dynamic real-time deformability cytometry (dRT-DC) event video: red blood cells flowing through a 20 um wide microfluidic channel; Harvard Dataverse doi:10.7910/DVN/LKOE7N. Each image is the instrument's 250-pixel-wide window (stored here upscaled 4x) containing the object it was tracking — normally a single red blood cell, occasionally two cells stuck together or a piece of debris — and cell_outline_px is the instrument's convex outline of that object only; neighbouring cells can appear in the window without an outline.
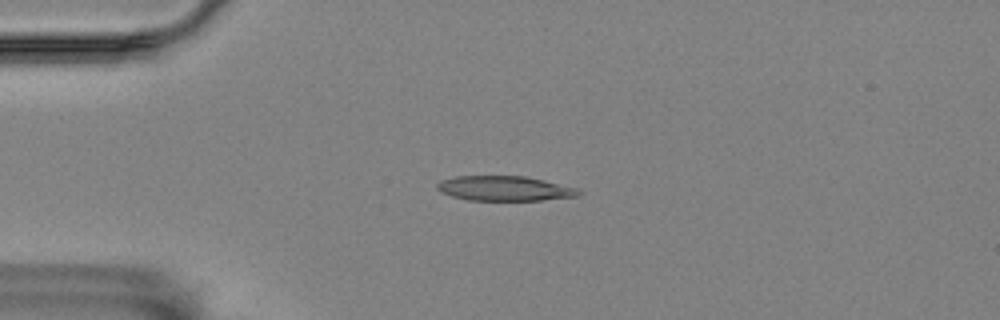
{"species": "Egyptian fruit bat (a non-hibernating species)", "species_latin": "Rousettus aegyptiacus", "temperature_condition": "room temperature", "stored_images_in_passage": 44, "camera_frame_rate_fps": 3000, "um_per_image_px": 0.085, "animal": {"sex": "female"}, "frame": {"image": 1, "passage_image": 2, "time_ms": 0.333, "image_size_px": [1000, 320], "cell_outline_px": [[584, 192], [580, 196], [540, 200], [468, 200], [452, 196], [440, 192], [436, 188], [436, 184], [440, 180], [456, 176], [524, 176], [544, 180], [576, 188]], "centroid_in_image_um": [42.88, 16.02], "position_along_channel_um": 42.1, "area_um2": 20.52}}
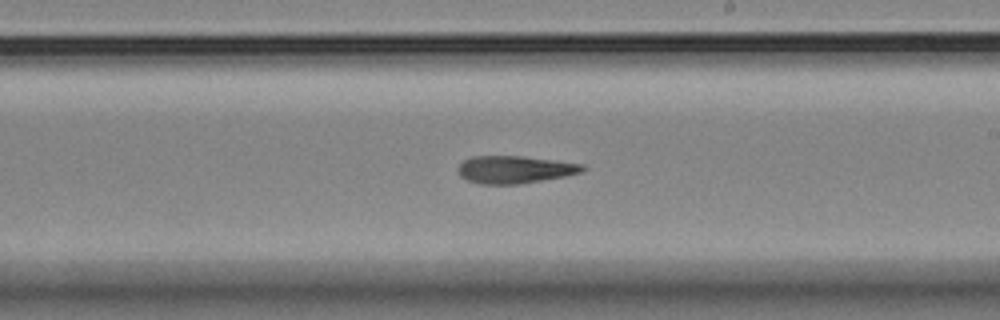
{"frame": {"image": 2, "passage_image": 21, "time_ms": 6.667, "image_size_px": [1000, 320], "cell_outline_px": [[588, 168], [580, 172], [564, 176], [520, 184], [480, 184], [468, 180], [460, 176], [456, 168], [464, 160], [472, 156], [524, 156], [584, 164]], "centroid_in_image_um": [43.74, 14.4], "position_along_channel_um": 245.3, "area_um2": 20.0}}
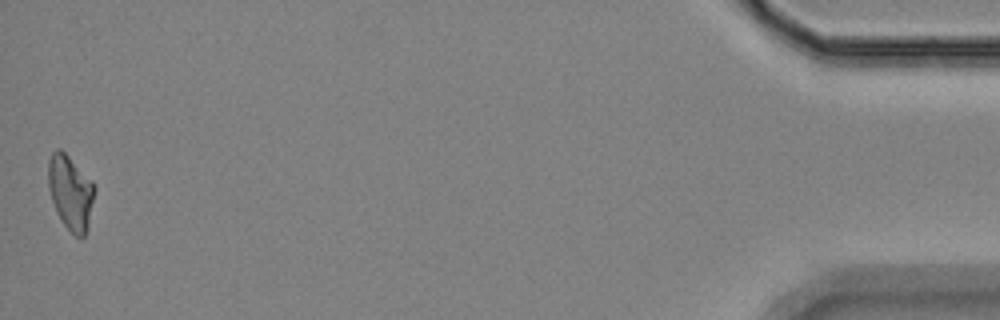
{"frame": {"image": 3, "passage_image": 44, "time_ms": 14.333, "image_size_px": [1000, 320], "cell_outline_px": [[96, 188], [88, 228], [84, 236], [76, 236], [60, 220], [56, 212], [48, 188], [48, 160], [52, 152], [56, 148], [60, 148], [92, 180]], "centroid_in_image_um": [5.99, 16.34], "position_along_channel_um": 429.2, "area_um2": 20.17}}